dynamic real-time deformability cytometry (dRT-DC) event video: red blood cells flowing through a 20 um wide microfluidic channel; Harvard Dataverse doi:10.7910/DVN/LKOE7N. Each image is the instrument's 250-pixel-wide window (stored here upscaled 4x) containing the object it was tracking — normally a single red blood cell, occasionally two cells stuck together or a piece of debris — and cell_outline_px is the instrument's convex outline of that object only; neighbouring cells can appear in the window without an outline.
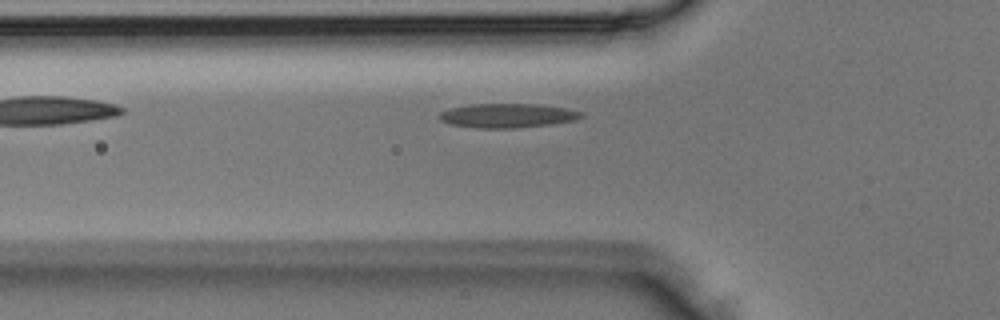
{"species": "Egyptian fruit bat (a non-hibernating species)", "species_latin": "Rousettus aegyptiacus", "temperature_condition": "room temperature", "stored_images_in_passage": 2, "camera_frame_rate_fps": 3000, "um_per_image_px": 0.085, "animal": {"sex": "male"}, "frame": {"image": 1, "passage_image": 2, "time_ms": 0.333, "image_size_px": [1000, 320], "cell_outline_px": [[584, 116], [576, 120], [548, 124], [516, 128], [476, 128], [448, 124], [440, 120], [440, 112], [448, 108], [468, 104], [536, 104], [564, 108], [580, 112]], "centroid_in_image_um": [43.06, 9.82], "position_along_channel_um": 82.7, "area_um2": 19.94}}